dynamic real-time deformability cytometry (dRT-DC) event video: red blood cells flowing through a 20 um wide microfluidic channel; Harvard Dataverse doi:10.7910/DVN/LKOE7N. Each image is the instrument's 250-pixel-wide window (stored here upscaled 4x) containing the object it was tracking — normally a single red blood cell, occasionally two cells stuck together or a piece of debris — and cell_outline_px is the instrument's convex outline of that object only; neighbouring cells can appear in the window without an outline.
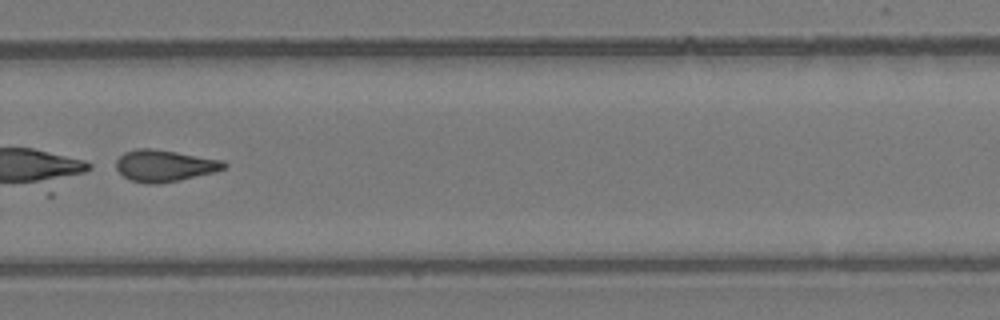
{"species": "common noctule bat (a hibernating species)", "species_latin": "Nyctalus noctula", "temperature_condition": "room temperature", "stored_images_in_passage": 53, "camera_frame_rate_fps": 3000, "um_per_image_px": 0.085, "animal": {"sex": "female", "body_mass_g": 24.6, "forearm_length_mm": 56.2}, "frame": {"image": 1, "passage_image": 37, "time_ms": 12.0, "image_size_px": [1000, 320], "cell_outline_px": [[228, 164], [224, 168], [216, 172], [180, 180], [156, 184], [148, 184], [132, 180], [124, 176], [116, 168], [116, 160], [124, 152], [136, 148], [152, 148], [224, 160]], "centroid_in_image_um": [14.0, 14.08], "position_along_channel_um": 315.8, "area_um2": 19.94}}